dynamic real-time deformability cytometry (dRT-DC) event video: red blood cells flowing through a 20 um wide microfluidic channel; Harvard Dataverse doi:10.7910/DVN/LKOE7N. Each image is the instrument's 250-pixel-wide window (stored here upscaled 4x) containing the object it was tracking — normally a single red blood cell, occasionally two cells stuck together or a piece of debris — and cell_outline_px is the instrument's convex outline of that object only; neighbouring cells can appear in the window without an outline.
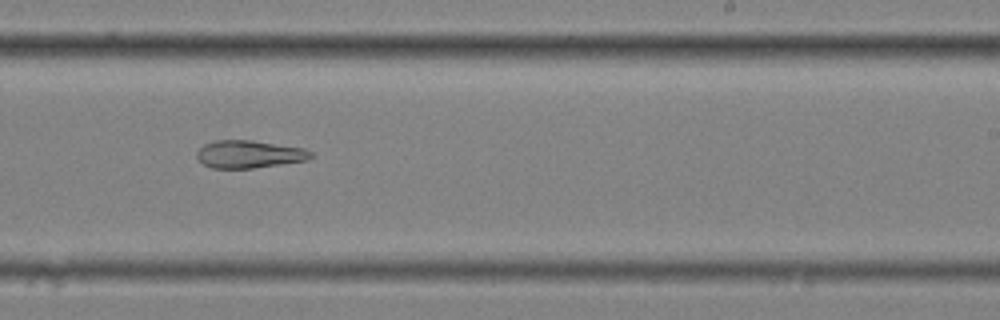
{"species": "common noctule bat (a hibernating species)", "species_latin": "Nyctalus noctula", "temperature_condition": "cold", "stored_images_in_passage": 40, "camera_frame_rate_fps": 3000, "um_per_image_px": 0.085, "animal": {"sex": "female", "body_mass_g": 25.1}, "frame": {"image": 1, "passage_image": 18, "time_ms": 5.667, "image_size_px": [1000, 320], "cell_outline_px": [[312, 156], [308, 160], [252, 168], [212, 168], [204, 164], [196, 156], [196, 152], [204, 144], [216, 140], [252, 140], [304, 148], [312, 152]], "centroid_in_image_um": [21.17, 13.1], "position_along_channel_um": 267.8, "area_um2": 18.26}, "authors_computed_cell_mechanics": {"area_um2": 20.9814, "velocity_mm_per_s": 3.5058, "shape_relaxation_time_tau1_ms": null, "shape_relaxation_time_tau2_ms": 5.4751, "deformation_change_tau1": null, "deformation_change_tau2": 0.1606}}